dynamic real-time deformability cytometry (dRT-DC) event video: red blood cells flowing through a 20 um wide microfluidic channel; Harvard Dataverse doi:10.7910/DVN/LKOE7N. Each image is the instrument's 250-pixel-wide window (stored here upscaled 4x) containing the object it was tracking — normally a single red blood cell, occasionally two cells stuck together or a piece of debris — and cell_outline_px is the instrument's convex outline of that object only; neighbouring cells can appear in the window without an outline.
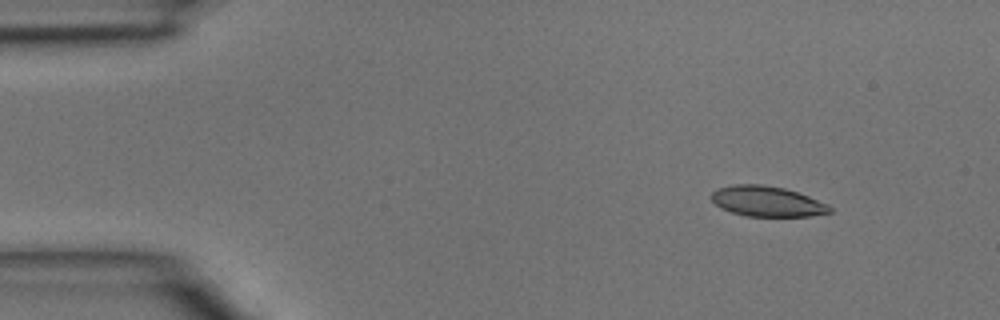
{"species": "common noctule bat (a hibernating species)", "species_latin": "Nyctalus noctula", "temperature_condition": "room temperature", "stored_images_in_passage": 4, "segment_of_instrument_passage": [1, 2], "camera_frame_rate_fps": 3000, "um_per_image_px": 0.085, "animal": {"sex": "male", "body_mass_g": 15.6}, "frame": {"image": 1, "passage_image": 1, "time_ms": 0.0, "image_size_px": [1000, 320], "cell_outline_px": [[832, 212], [808, 216], [744, 216], [720, 208], [712, 200], [712, 192], [720, 188], [732, 184], [760, 184], [784, 188], [808, 196], [828, 204], [832, 208]], "centroid_in_image_um": [65.2, 17.12], "position_along_channel_um": 19.8, "area_um2": 20.81}}